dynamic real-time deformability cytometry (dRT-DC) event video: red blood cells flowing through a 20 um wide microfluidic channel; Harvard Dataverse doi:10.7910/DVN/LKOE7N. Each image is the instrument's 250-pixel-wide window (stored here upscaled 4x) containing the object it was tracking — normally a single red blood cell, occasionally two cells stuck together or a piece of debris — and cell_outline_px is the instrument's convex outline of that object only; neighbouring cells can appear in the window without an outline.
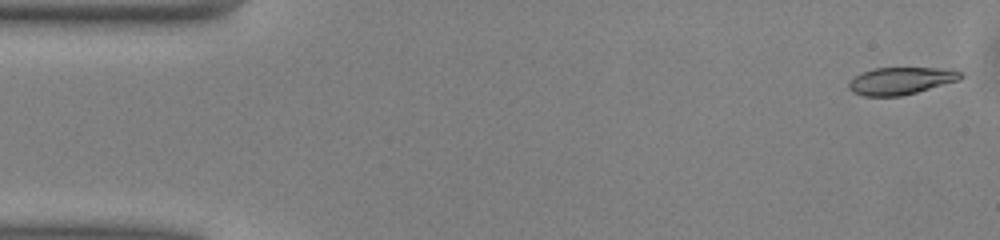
{"species": "common noctule bat (a hibernating species)", "species_latin": "Nyctalus noctula", "temperature_condition": "warm", "stored_images_in_passage": 13, "camera_frame_rate_fps": 3000, "um_per_image_px": 0.085, "animal": {"sex": "male", "body_mass_g": 13.0, "forearm_length_mm": 53.1}, "frame": {"image": 1, "passage_image": 1, "time_ms": 0.0, "image_size_px": [1000, 240], "cell_outline_px": [[964, 76], [960, 80], [916, 92], [900, 96], [864, 96], [852, 92], [848, 88], [848, 84], [860, 72], [876, 68], [948, 68], [960, 72]], "centroid_in_image_um": [76.58, 6.86], "position_along_channel_um": 8.4, "area_um2": 17.74}}
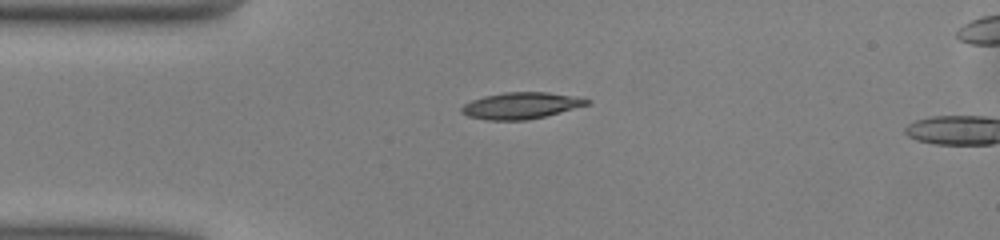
{"frame": {"image": 2, "passage_image": 11, "time_ms": 3.333, "image_size_px": [1000, 240], "cell_outline_px": [[592, 104], [528, 120], [488, 120], [468, 116], [460, 112], [460, 108], [464, 104], [472, 100], [484, 96], [504, 92], [548, 92], [572, 96], [592, 100]], "centroid_in_image_um": [44.29, 8.97], "position_along_channel_um": 40.7, "area_um2": 19.36}}